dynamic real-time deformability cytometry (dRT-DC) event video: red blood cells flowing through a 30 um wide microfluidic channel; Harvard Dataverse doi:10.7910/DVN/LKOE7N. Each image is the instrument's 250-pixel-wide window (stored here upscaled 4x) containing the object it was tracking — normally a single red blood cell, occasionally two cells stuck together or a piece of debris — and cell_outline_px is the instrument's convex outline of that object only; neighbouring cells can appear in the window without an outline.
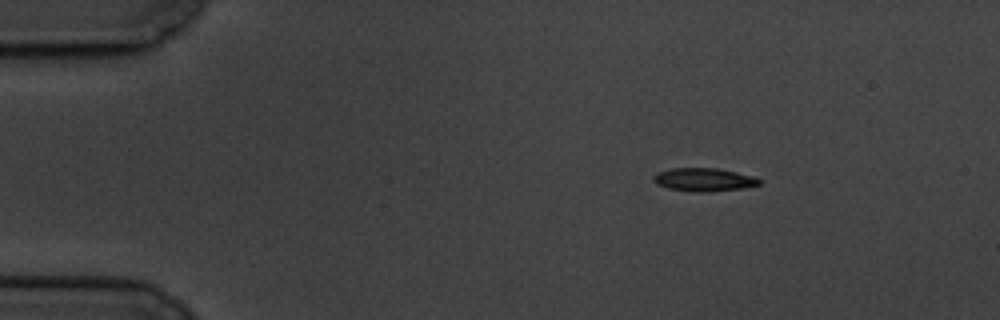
{"species": "common noctule bat (a hibernating species)", "species_latin": "Nyctalus noctula", "temperature_condition": "cold", "stored_images_in_passage": 51, "camera_frame_rate_fps": 3000, "um_per_image_px": 0.085, "animal": {"sex": "male", "body_mass_g": 19.5, "forearm_length_mm": 54.6}, "frame": {"image": 1, "passage_image": 1, "time_ms": 0.0, "image_size_px": [1000, 320], "cell_outline_px": [[760, 184], [740, 188], [708, 192], [696, 192], [668, 188], [656, 184], [652, 180], [652, 176], [660, 172], [672, 168], [716, 168], [736, 172], [752, 176], [760, 180]], "centroid_in_image_um": [59.78, 15.27], "position_along_channel_um": 25.2, "area_um2": 14.1}}
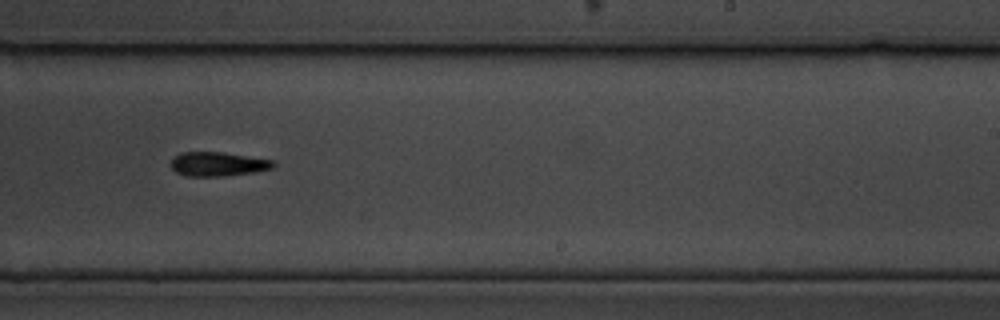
{"frame": {"image": 2, "passage_image": 29, "time_ms": 9.333, "image_size_px": [1000, 320], "cell_outline_px": [[276, 164], [272, 168], [256, 172], [220, 176], [188, 176], [176, 172], [168, 164], [180, 152], [224, 152], [272, 160]], "centroid_in_image_um": [18.51, 13.94], "position_along_channel_um": 270.5, "area_um2": 14.39}}
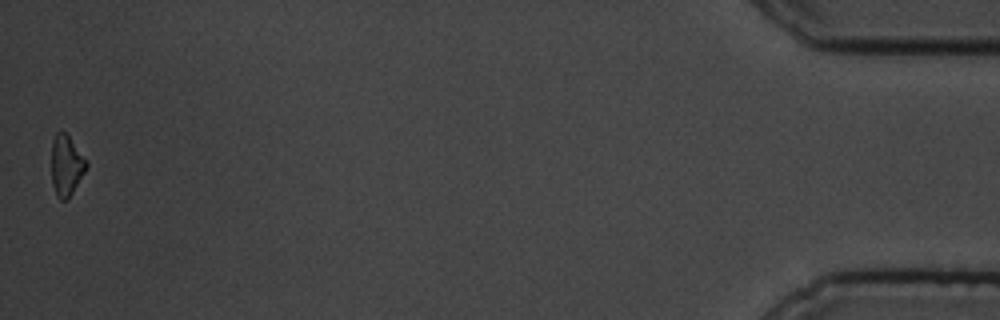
{"frame": {"image": 3, "passage_image": 51, "time_ms": 16.667, "image_size_px": [1000, 320], "cell_outline_px": [[88, 164], [84, 172], [68, 200], [60, 200], [56, 196], [52, 184], [52, 140], [56, 132], [60, 128], [68, 136], [88, 160]], "centroid_in_image_um": [5.63, 14.05], "position_along_channel_um": 429.6, "area_um2": 12.43}, "authors_computed_cell_mechanics": {"area_um2": 14.2188, "velocity_mm_per_s": 3.3938, "shape_relaxation_time_tau1_ms": 3.9903, "shape_relaxation_time_tau2_ms": null, "deformation_change_tau1": 0.1484, "deformation_change_tau2": null}}